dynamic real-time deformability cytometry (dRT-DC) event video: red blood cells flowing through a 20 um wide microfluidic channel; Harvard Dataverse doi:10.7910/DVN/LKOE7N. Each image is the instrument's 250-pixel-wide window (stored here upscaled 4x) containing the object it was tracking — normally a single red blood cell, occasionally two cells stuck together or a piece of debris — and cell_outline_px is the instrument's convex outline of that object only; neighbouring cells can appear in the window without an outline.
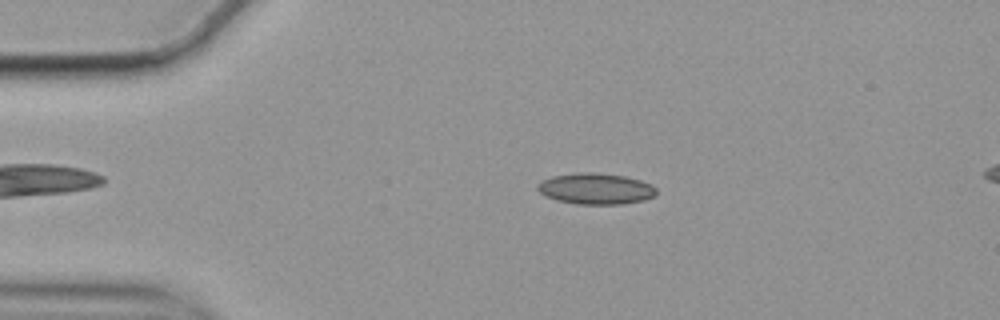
{"species": "common noctule bat (a hibernating species)", "species_latin": "Nyctalus noctula", "temperature_condition": "cold", "stored_images_in_passage": 56, "camera_frame_rate_fps": 3000, "um_per_image_px": 0.085, "animal": {"sex": "female", "body_mass_g": 19.9}, "frame": {"image": 1, "passage_image": 11, "time_ms": 3.333, "image_size_px": [1000, 320], "cell_outline_px": [[656, 192], [652, 196], [644, 200], [620, 204], [576, 204], [560, 200], [548, 196], [540, 192], [536, 188], [536, 184], [552, 176], [580, 172], [592, 172], [624, 176], [640, 180], [656, 188]], "centroid_in_image_um": [50.62, 16.03], "position_along_channel_um": 34.4, "area_um2": 21.15}}
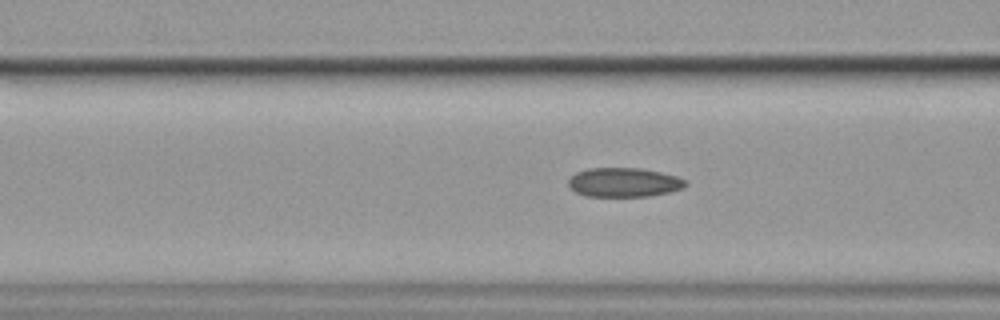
{"frame": {"image": 2, "passage_image": 21, "time_ms": 6.667, "image_size_px": [1000, 320], "cell_outline_px": [[688, 184], [684, 188], [668, 192], [648, 196], [588, 196], [576, 192], [568, 184], [568, 180], [576, 172], [588, 168], [640, 168], [660, 172], [676, 176], [684, 180]], "centroid_in_image_um": [53.03, 15.49], "position_along_channel_um": 113.6, "area_um2": 19.77}}
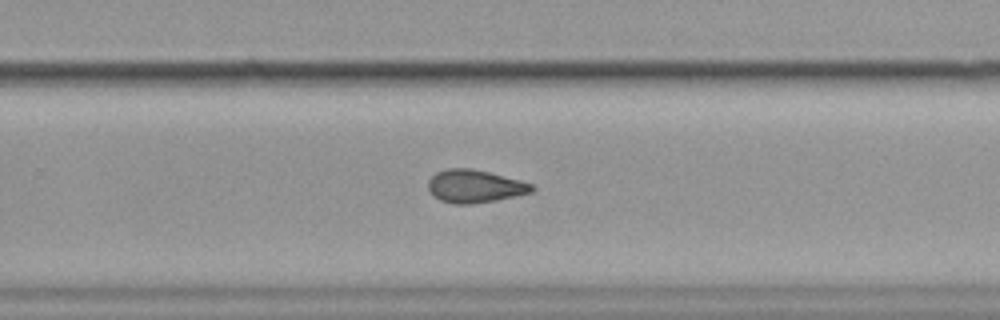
{"frame": {"image": 3, "passage_image": 36, "time_ms": 11.667, "image_size_px": [1000, 320], "cell_outline_px": [[536, 188], [532, 192], [496, 200], [472, 204], [452, 204], [440, 200], [428, 188], [428, 180], [436, 172], [448, 168], [472, 168], [488, 172], [532, 184]], "centroid_in_image_um": [40.34, 15.83], "position_along_channel_um": 289.5, "area_um2": 19.65}, "authors_computed_cell_mechanics": {"area_um2": 19.9988, "velocity_mm_per_s": 3.5315, "shape_relaxation_time_tau1_ms": 10.7319, "shape_relaxation_time_tau2_ms": 2.333, "deformation_change_tau1": 0.175, "deformation_change_tau2": 0.0812}}